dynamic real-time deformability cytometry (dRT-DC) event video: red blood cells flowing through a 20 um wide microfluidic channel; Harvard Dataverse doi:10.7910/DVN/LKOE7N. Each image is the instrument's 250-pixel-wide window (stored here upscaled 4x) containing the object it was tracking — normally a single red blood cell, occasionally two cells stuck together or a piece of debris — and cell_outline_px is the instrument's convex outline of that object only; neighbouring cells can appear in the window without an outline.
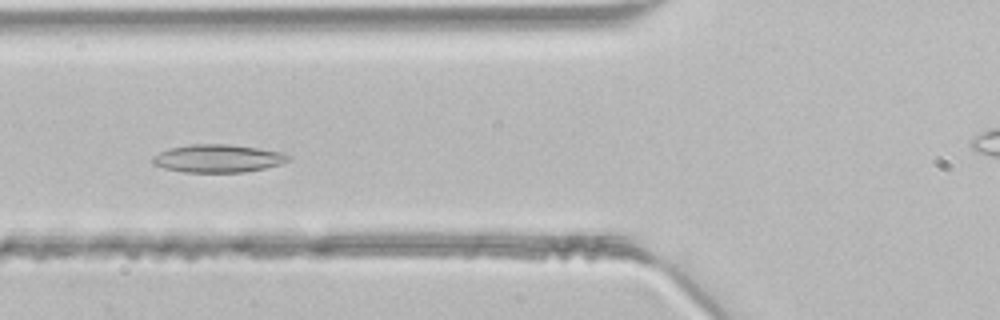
{"species": "common noctule bat (a hibernating species)", "species_latin": "Nyctalus noctula", "temperature_condition": "room temperature", "stored_images_in_passage": 45, "camera_frame_rate_fps": 3000, "um_per_image_px": 0.085, "animal": {"sex": "male", "body_mass_g": 21.5, "forearm_length_mm": 52.0}, "frame": {"image": 1, "passage_image": 16, "time_ms": 5.0, "image_size_px": [1000, 320], "cell_outline_px": [[292, 156], [288, 160], [280, 164], [264, 168], [244, 172], [184, 172], [164, 168], [152, 164], [152, 156], [168, 148], [192, 144], [228, 144], [284, 152]], "centroid_in_image_um": [18.51, 13.46], "position_along_channel_um": 107.3, "area_um2": 22.08}}
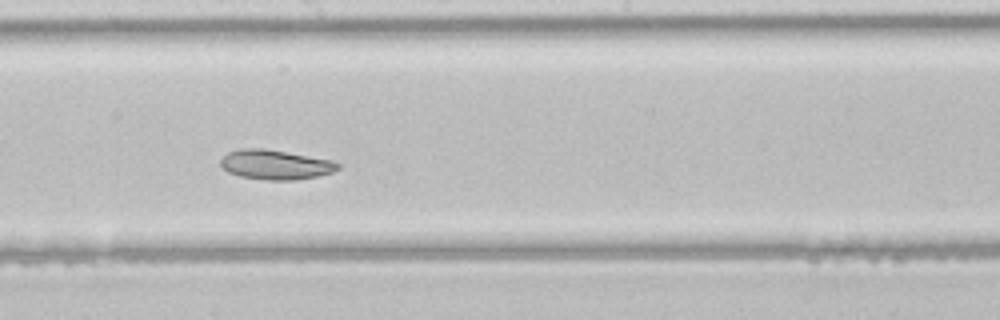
{"frame": {"image": 2, "passage_image": 24, "time_ms": 7.667, "image_size_px": [1000, 320], "cell_outline_px": [[340, 168], [332, 172], [316, 176], [296, 180], [264, 180], [240, 176], [228, 172], [220, 164], [220, 160], [228, 152], [240, 148], [264, 148], [332, 160], [340, 164]], "centroid_in_image_um": [23.4, 13.99], "position_along_channel_um": 224.8, "area_um2": 20.23}}
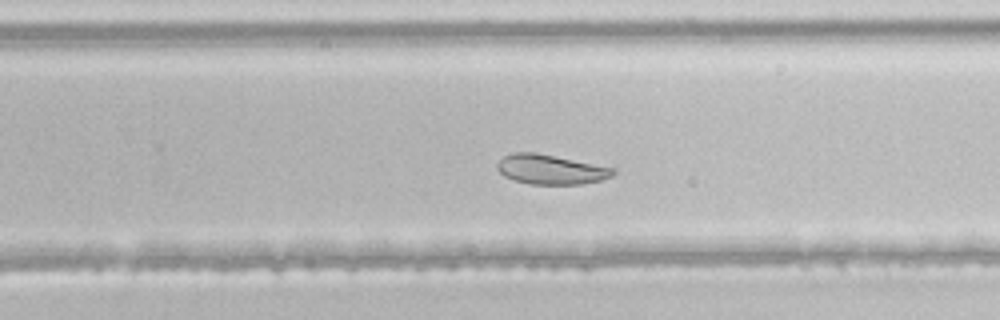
{"frame": {"image": 3, "passage_image": 28, "time_ms": 9.0, "image_size_px": [1000, 320], "cell_outline_px": [[616, 172], [612, 176], [600, 180], [584, 184], [532, 184], [516, 180], [504, 176], [496, 168], [496, 164], [504, 156], [512, 152], [536, 152], [616, 168]], "centroid_in_image_um": [46.82, 14.39], "position_along_channel_um": 283.0, "area_um2": 20.06}}